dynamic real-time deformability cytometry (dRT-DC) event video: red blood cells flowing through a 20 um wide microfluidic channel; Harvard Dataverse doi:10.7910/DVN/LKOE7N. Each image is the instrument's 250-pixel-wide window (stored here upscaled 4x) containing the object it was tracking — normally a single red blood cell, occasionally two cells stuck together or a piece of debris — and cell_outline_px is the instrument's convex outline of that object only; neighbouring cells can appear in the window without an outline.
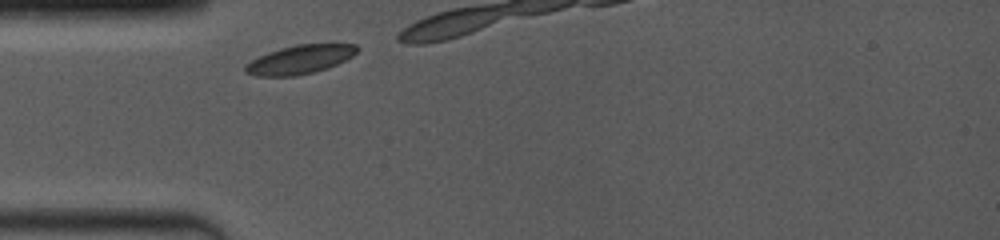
{"species": "common noctule bat (a hibernating species)", "species_latin": "Nyctalus noctula", "temperature_condition": "room temperature", "stored_images_in_passage": 4, "camera_frame_rate_fps": 4000, "um_per_image_px": 0.085, "animal": {"sex": "female", "body_mass_g": 19.0, "forearm_length_mm": 53.3}, "frame": {"image": 1, "passage_image": 1, "time_ms": 0.0, "image_size_px": [1000, 240], "cell_outline_px": [[360, 48], [352, 56], [328, 68], [316, 72], [296, 76], [256, 76], [244, 72], [244, 64], [268, 52], [280, 48], [296, 44], [356, 44]], "centroid_in_image_um": [25.47, 5.06], "position_along_channel_um": 59.5, "area_um2": 18.79}}